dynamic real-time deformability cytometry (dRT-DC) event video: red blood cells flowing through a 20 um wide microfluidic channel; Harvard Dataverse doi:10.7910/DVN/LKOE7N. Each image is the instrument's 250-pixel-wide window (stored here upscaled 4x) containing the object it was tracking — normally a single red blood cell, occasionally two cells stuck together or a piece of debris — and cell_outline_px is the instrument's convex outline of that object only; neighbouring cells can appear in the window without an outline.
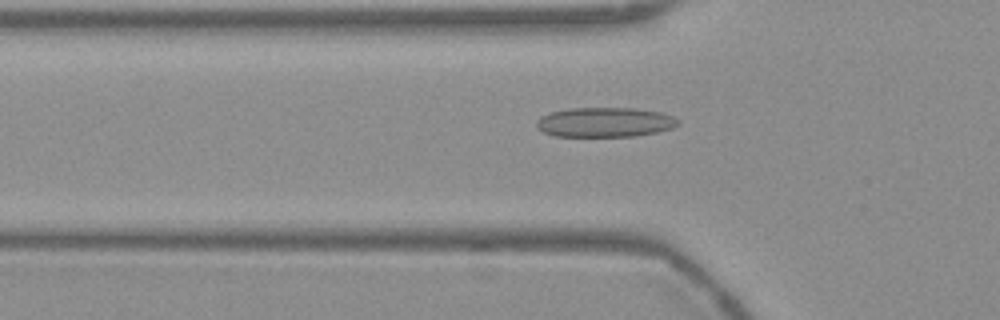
{"species": "Egyptian fruit bat (a non-hibernating species)", "species_latin": "Rousettus aegyptiacus", "temperature_condition": "warm", "stored_images_in_passage": 53, "camera_frame_rate_fps": 3000, "um_per_image_px": 0.085, "frame": {"image": 1, "passage_image": 17, "time_ms": 5.333, "image_size_px": [1000, 320], "cell_outline_px": [[680, 124], [672, 128], [656, 132], [636, 136], [556, 136], [544, 132], [536, 128], [536, 120], [540, 116], [552, 112], [568, 108], [636, 108], [660, 112], [672, 116], [680, 120]], "centroid_in_image_um": [51.41, 10.38], "position_along_channel_um": 74.4, "area_um2": 24.57}}
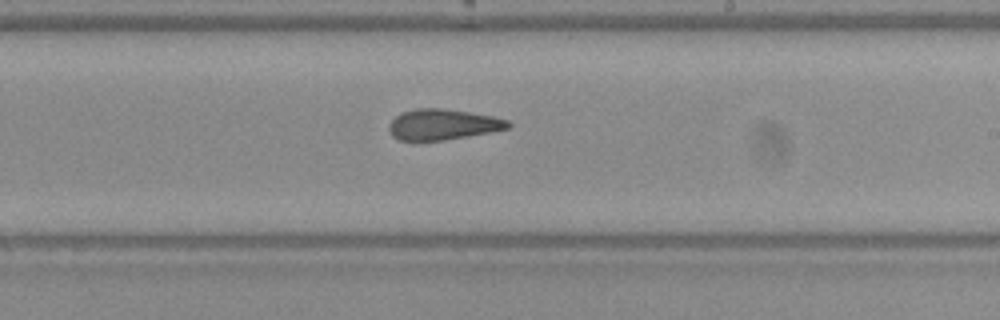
{"frame": {"image": 2, "passage_image": 31, "time_ms": 10.0, "image_size_px": [1000, 320], "cell_outline_px": [[512, 124], [508, 128], [468, 136], [444, 140], [400, 140], [392, 136], [388, 128], [392, 120], [400, 112], [416, 108], [444, 108], [492, 116], [508, 120]], "centroid_in_image_um": [37.61, 10.57], "position_along_channel_um": 251.4, "area_um2": 21.15}}
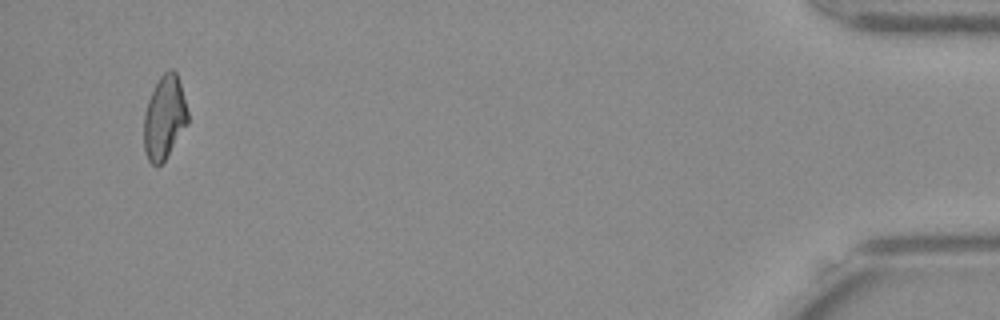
{"frame": {"image": 3, "passage_image": 51, "time_ms": 16.667, "image_size_px": [1000, 320], "cell_outline_px": [[188, 124], [164, 160], [156, 168], [148, 160], [144, 152], [144, 112], [148, 100], [160, 76], [164, 72], [172, 68], [176, 72], [180, 84], [188, 112]], "centroid_in_image_um": [13.96, 10.01], "position_along_channel_um": 421.2, "area_um2": 21.27}, "authors_computed_cell_mechanics": {"area_um2": 22.3686, "velocity_mm_per_s": 3.7638, "shape_relaxation_time_tau1_ms": null, "shape_relaxation_time_tau2_ms": 2.2608, "deformation_change_tau1": null, "deformation_change_tau2": 0.1131}}